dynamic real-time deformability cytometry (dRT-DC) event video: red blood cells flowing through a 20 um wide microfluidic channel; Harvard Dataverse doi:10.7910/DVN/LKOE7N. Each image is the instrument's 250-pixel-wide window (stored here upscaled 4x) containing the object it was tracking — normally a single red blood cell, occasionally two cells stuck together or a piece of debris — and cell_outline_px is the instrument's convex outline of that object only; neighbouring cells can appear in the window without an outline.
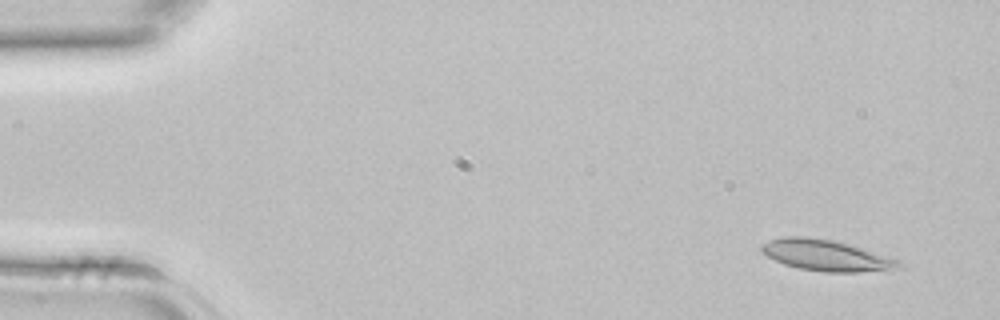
{"species": "common noctule bat (a hibernating species)", "species_latin": "Nyctalus noctula", "temperature_condition": "room temperature", "stored_images_in_passage": 43, "camera_frame_rate_fps": 3000, "um_per_image_px": 0.085, "animal": {"sex": "female", "body_mass_g": 22.7, "forearm_length_mm": 54.2}, "frame": {"image": 1, "passage_image": 3, "time_ms": 0.667, "image_size_px": [1000, 320], "cell_outline_px": [[904, 268], [860, 272], [824, 272], [800, 268], [784, 264], [760, 252], [760, 244], [784, 236], [808, 236], [836, 240], [900, 260], [904, 264]], "centroid_in_image_um": [70.25, 21.7], "position_along_channel_um": 14.8, "area_um2": 25.03}}
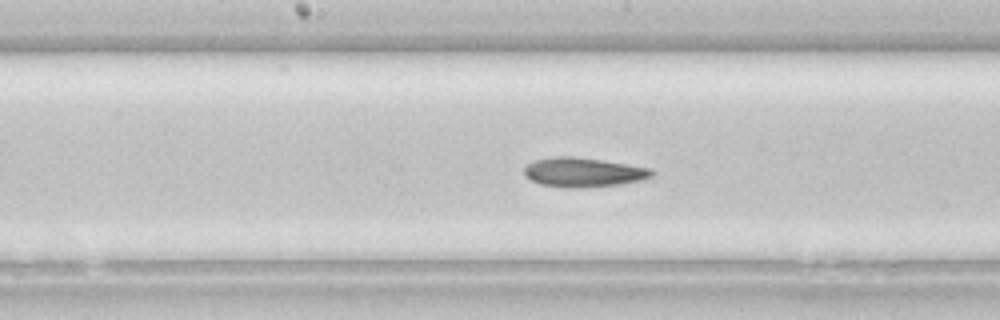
{"frame": {"image": 2, "passage_image": 22, "time_ms": 7.0, "image_size_px": [1000, 320], "cell_outline_px": [[656, 172], [652, 176], [644, 180], [620, 184], [580, 188], [564, 188], [540, 184], [524, 176], [524, 168], [532, 160], [556, 156], [572, 156], [604, 160], [628, 164], [648, 168]], "centroid_in_image_um": [49.58, 14.64], "position_along_channel_um": 198.6, "area_um2": 22.08}}
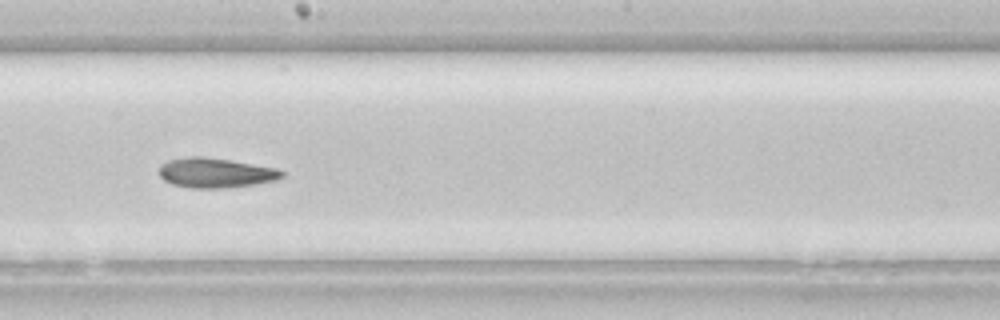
{"frame": {"image": 3, "passage_image": 24, "time_ms": 7.667, "image_size_px": [1000, 320], "cell_outline_px": [[284, 176], [276, 180], [256, 184], [224, 188], [192, 188], [172, 184], [164, 180], [160, 176], [160, 164], [168, 160], [188, 156], [204, 156], [276, 168], [284, 172]], "centroid_in_image_um": [18.3, 14.69], "position_along_channel_um": 229.9, "area_um2": 21.27}}